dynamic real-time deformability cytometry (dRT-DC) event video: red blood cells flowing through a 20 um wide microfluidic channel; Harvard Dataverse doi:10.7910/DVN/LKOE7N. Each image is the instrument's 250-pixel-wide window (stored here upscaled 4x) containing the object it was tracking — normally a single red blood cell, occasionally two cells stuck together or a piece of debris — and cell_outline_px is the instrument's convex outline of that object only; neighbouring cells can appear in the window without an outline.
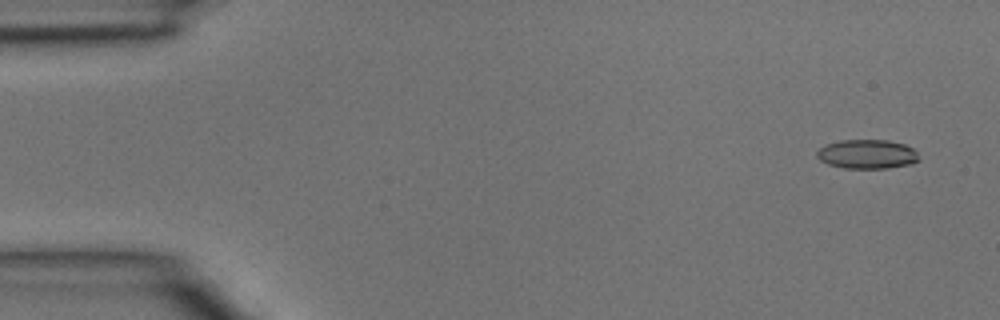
{"species": "common noctule bat (a hibernating species)", "species_latin": "Nyctalus noctula", "temperature_condition": "room temperature", "stored_images_in_passage": 6, "camera_frame_rate_fps": 3000, "um_per_image_px": 0.085, "animal": {"sex": "male", "body_mass_g": 15.6}, "frame": {"image": 1, "passage_image": 1, "time_ms": 0.0, "image_size_px": [1000, 320], "cell_outline_px": [[920, 160], [912, 164], [888, 168], [844, 168], [828, 164], [820, 160], [816, 156], [816, 152], [820, 148], [828, 144], [840, 140], [888, 140], [904, 144], [912, 148], [916, 152]], "centroid_in_image_um": [73.72, 13.11], "position_along_channel_um": 11.3, "area_um2": 17.34}}
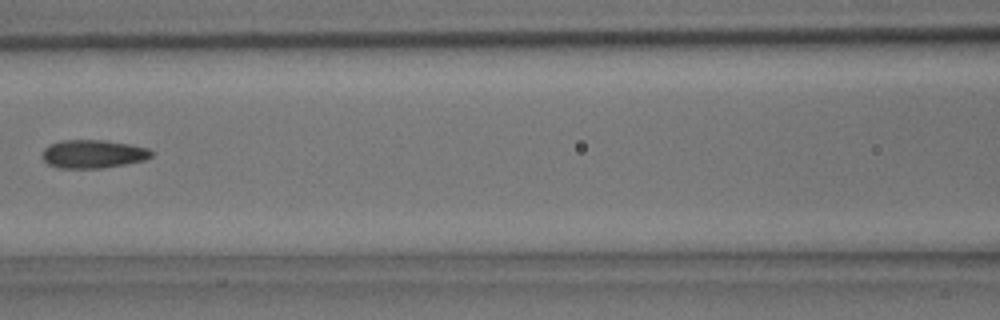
{"frame": {"image": 2, "passage_image": 6, "time_ms": 1.667, "image_size_px": [1000, 320], "cell_outline_px": [[152, 156], [144, 160], [124, 164], [100, 168], [60, 168], [48, 164], [40, 156], [44, 148], [48, 144], [60, 140], [104, 140], [128, 144], [148, 148], [152, 152]], "centroid_in_image_um": [7.85, 13.08], "position_along_channel_um": 158.7, "area_um2": 18.03}}